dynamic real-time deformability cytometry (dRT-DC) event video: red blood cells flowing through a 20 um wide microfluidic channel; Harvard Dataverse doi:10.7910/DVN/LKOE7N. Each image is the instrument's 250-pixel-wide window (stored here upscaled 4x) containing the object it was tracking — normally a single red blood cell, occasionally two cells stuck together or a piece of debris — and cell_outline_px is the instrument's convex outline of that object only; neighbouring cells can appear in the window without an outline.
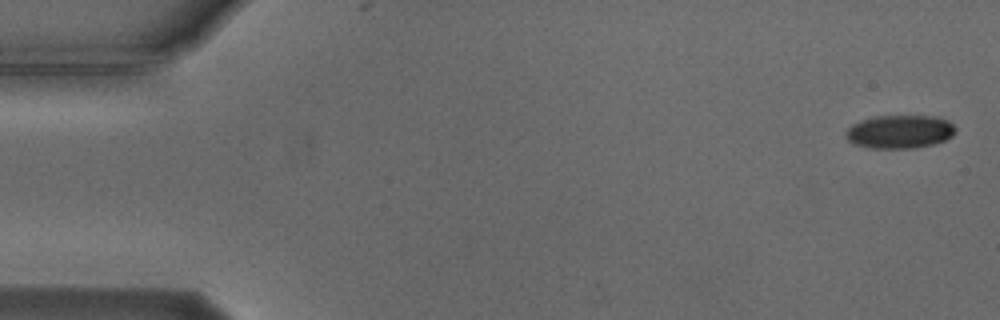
{"species": "Egyptian fruit bat (a non-hibernating species)", "species_latin": "Rousettus aegyptiacus", "temperature_condition": "cold", "stored_images_in_passage": 2, "camera_frame_rate_fps": 3000, "um_per_image_px": 0.085, "animal": {"sex": "male"}, "frame": {"image": 1, "passage_image": 1, "time_ms": 0.0, "image_size_px": [1000, 320], "cell_outline_px": [[956, 132], [952, 136], [944, 140], [932, 144], [912, 148], [872, 148], [856, 144], [848, 140], [844, 136], [844, 132], [852, 124], [860, 120], [876, 116], [940, 116], [948, 120], [956, 128]], "centroid_in_image_um": [76.48, 11.18], "position_along_channel_um": 8.5, "area_um2": 21.39}}